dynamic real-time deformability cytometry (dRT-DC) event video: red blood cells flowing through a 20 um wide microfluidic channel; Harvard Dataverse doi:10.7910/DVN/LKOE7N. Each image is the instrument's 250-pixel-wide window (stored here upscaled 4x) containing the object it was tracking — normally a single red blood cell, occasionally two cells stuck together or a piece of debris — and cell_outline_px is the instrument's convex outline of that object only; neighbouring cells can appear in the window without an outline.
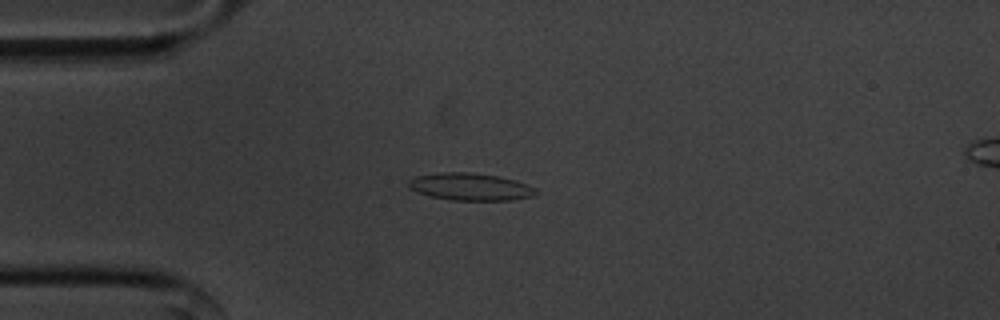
{"species": "common noctule bat (a hibernating species)", "species_latin": "Nyctalus noctula", "temperature_condition": "cold", "stored_images_in_passage": 49, "camera_frame_rate_fps": 3000, "um_per_image_px": 0.085, "animal": {"sex": "male", "body_mass_g": 20.1, "forearm_length_mm": 53.5}, "frame": {"image": 1, "passage_image": 8, "time_ms": 2.333, "image_size_px": [1000, 320], "cell_outline_px": [[540, 192], [532, 196], [512, 200], [452, 200], [428, 196], [416, 192], [408, 188], [408, 180], [416, 176], [440, 172], [468, 172], [496, 176], [516, 180], [536, 188]], "centroid_in_image_um": [39.96, 15.88], "position_along_channel_um": 45.0, "area_um2": 20.4}}
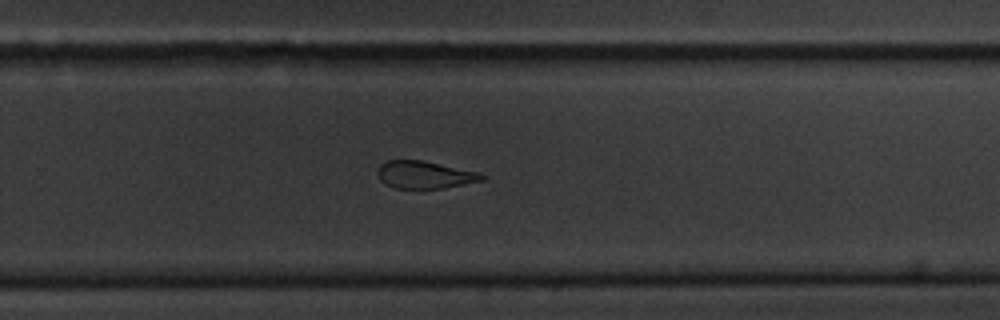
{"frame": {"image": 2, "passage_image": 30, "time_ms": 9.667, "image_size_px": [1000, 320], "cell_outline_px": [[484, 180], [464, 184], [440, 188], [396, 188], [380, 180], [376, 172], [380, 164], [388, 160], [420, 160], [480, 172], [484, 176]], "centroid_in_image_um": [36.08, 14.85], "position_along_channel_um": 293.7, "area_um2": 16.47}}
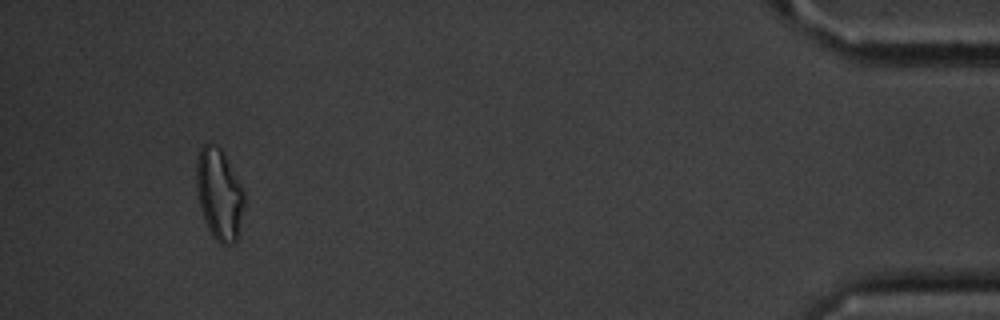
{"frame": {"image": 3, "passage_image": 46, "time_ms": 15.0, "image_size_px": [1000, 320], "cell_outline_px": [[244, 204], [236, 240], [232, 244], [220, 244], [212, 236], [204, 220], [200, 208], [196, 188], [196, 164], [200, 148], [204, 144], [216, 144], [220, 148], [244, 192]], "centroid_in_image_um": [18.6, 16.52], "position_along_channel_um": 416.6, "area_um2": 25.03}, "authors_computed_cell_mechanics": {"area_um2": 18.785, "velocity_mm_per_s": 3.6109, "shape_relaxation_time_tau1_ms": null, "shape_relaxation_time_tau2_ms": 5.2044, "deformation_change_tau1": null, "deformation_change_tau2": 0.1571}}